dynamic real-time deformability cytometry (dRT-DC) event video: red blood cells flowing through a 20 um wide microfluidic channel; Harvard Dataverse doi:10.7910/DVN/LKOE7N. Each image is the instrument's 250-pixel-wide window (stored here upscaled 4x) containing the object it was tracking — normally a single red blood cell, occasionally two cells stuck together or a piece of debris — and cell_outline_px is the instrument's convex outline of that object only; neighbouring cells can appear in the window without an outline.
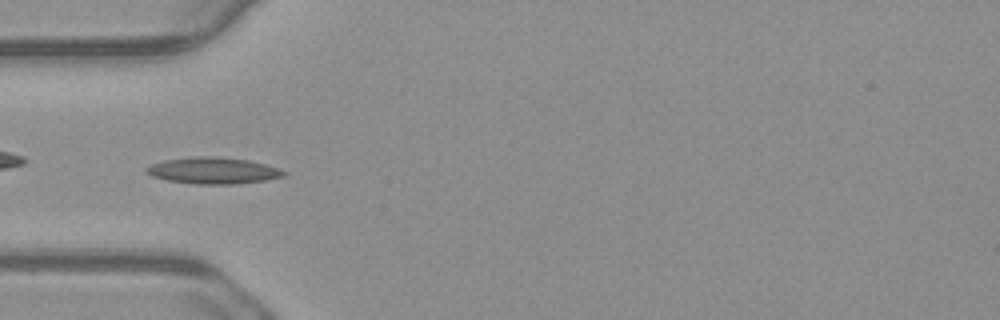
{"species": "common noctule bat (a hibernating species)", "species_latin": "Nyctalus noctula", "temperature_condition": "warm", "stored_images_in_passage": 54, "camera_frame_rate_fps": 3000, "um_per_image_px": 0.085, "animal": {"sex": "male", "body_mass_g": 23.1, "forearm_length_mm": 52.7}, "frame": {"image": 1, "passage_image": 16, "time_ms": 5.0, "image_size_px": [1000, 320], "cell_outline_px": [[288, 172], [284, 176], [264, 180], [236, 184], [196, 184], [168, 180], [152, 176], [144, 172], [144, 168], [152, 164], [164, 160], [196, 156], [212, 156], [248, 160], [264, 164]], "centroid_in_image_um": [18.08, 14.5], "position_along_channel_um": 66.9, "area_um2": 21.04}}
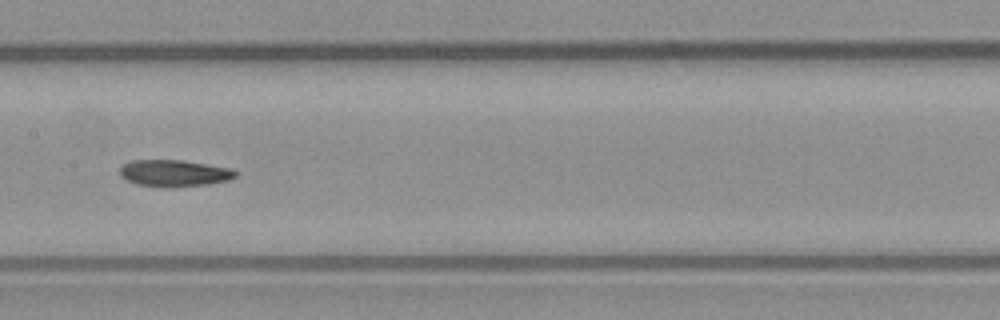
{"frame": {"image": 2, "passage_image": 26, "time_ms": 8.333, "image_size_px": [1000, 320], "cell_outline_px": [[240, 172], [236, 176], [228, 180], [208, 184], [172, 188], [168, 188], [136, 184], [120, 176], [120, 168], [124, 164], [132, 160], [184, 160], [232, 168]], "centroid_in_image_um": [14.85, 14.72], "position_along_channel_um": 192.6, "area_um2": 18.26}}
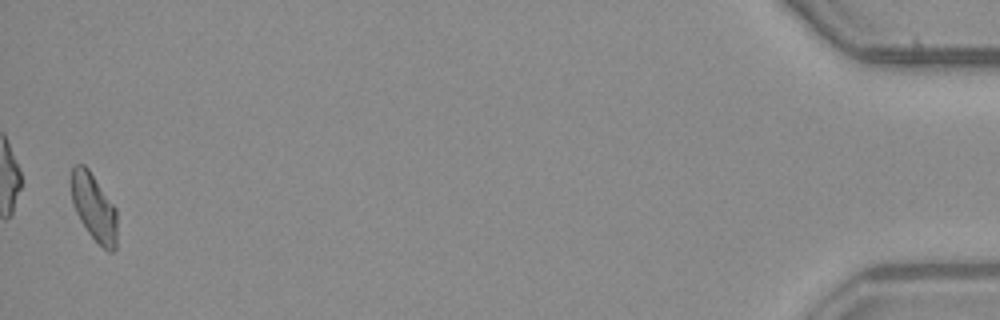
{"frame": {"image": 3, "passage_image": 53, "time_ms": 17.333, "image_size_px": [1000, 320], "cell_outline_px": [[116, 248], [112, 252], [108, 252], [88, 232], [80, 220], [76, 212], [72, 200], [72, 168], [76, 164], [84, 164], [88, 168], [116, 208]], "centroid_in_image_um": [7.99, 17.63], "position_along_channel_um": 427.2, "area_um2": 17.63}, "authors_computed_cell_mechanics": {"area_um2": 18.2359, "velocity_mm_per_s": 3.7344, "shape_relaxation_time_tau1_ms": null, "shape_relaxation_time_tau2_ms": 6.5059, "deformation_change_tau1": null, "deformation_change_tau2": 0.1283}}